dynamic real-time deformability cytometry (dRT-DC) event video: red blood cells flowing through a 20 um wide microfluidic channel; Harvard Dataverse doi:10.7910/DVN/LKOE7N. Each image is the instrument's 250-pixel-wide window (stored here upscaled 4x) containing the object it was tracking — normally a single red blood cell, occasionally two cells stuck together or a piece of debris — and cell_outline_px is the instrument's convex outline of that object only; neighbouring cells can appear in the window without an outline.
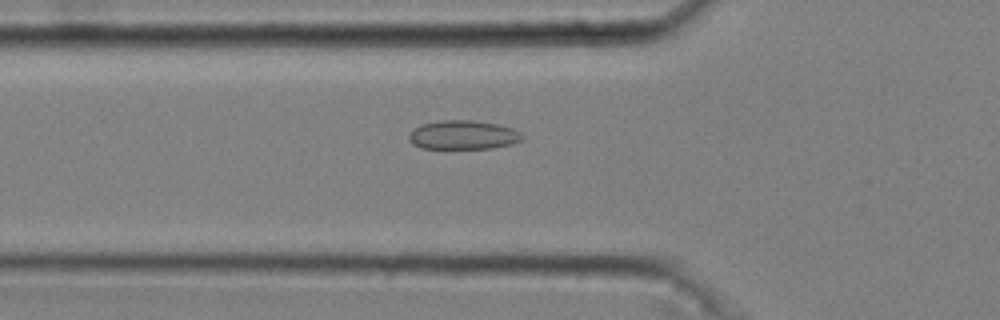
{"species": "common noctule bat (a hibernating species)", "species_latin": "Nyctalus noctula", "temperature_condition": "cold", "stored_images_in_passage": 49, "camera_frame_rate_fps": 3000, "um_per_image_px": 0.085, "animal": {"sex": "male", "body_mass_g": 20.4}, "frame": {"image": 1, "passage_image": 19, "time_ms": 6.0, "image_size_px": [1000, 320], "cell_outline_px": [[524, 136], [520, 140], [512, 144], [492, 148], [420, 148], [412, 144], [408, 140], [408, 136], [416, 128], [424, 124], [444, 120], [472, 120], [496, 124], [512, 128], [520, 132]], "centroid_in_image_um": [39.38, 11.48], "position_along_channel_um": 86.4, "area_um2": 18.9}}
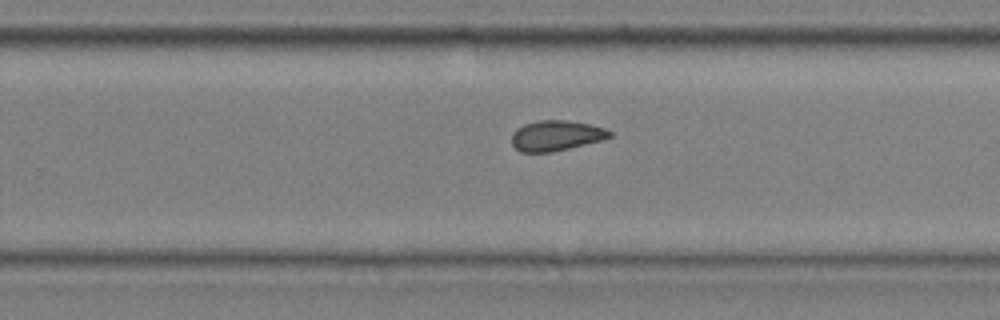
{"frame": {"image": 2, "passage_image": 35, "time_ms": 11.333, "image_size_px": [1000, 320], "cell_outline_px": [[612, 136], [604, 140], [552, 152], [520, 152], [512, 144], [512, 132], [516, 128], [524, 124], [540, 120], [564, 120], [588, 124], [604, 128], [612, 132]], "centroid_in_image_um": [47.26, 11.53], "position_along_channel_um": 282.5, "area_um2": 17.34}}
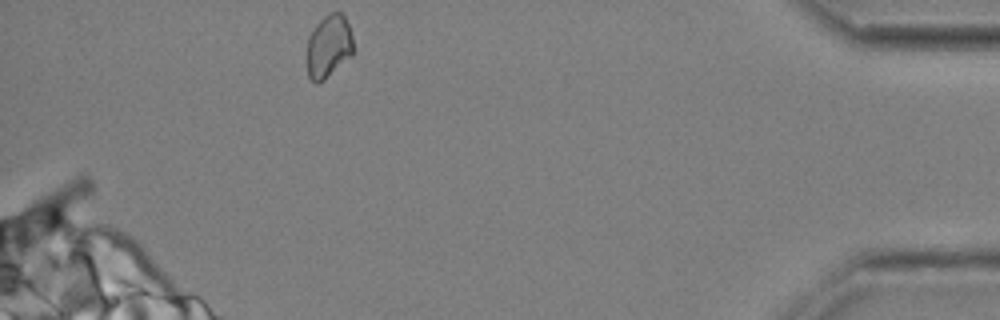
{"frame": {"image": 3, "passage_image": 49, "time_ms": 16.0, "image_size_px": [1000, 320], "cell_outline_px": [[352, 56], [324, 80], [316, 84], [308, 76], [304, 60], [308, 36], [316, 24], [324, 16], [332, 12], [344, 12], [352, 36]], "centroid_in_image_um": [27.88, 3.95], "position_along_channel_um": 407.3, "area_um2": 17.57}, "authors_computed_cell_mechanics": {"area_um2": 18.1492, "velocity_mm_per_s": 3.677, "shape_relaxation_time_tau1_ms": 7.3866, "shape_relaxation_time_tau2_ms": 3.6443, "deformation_change_tau1": 0.0984, "deformation_change_tau2": 0.0794}}